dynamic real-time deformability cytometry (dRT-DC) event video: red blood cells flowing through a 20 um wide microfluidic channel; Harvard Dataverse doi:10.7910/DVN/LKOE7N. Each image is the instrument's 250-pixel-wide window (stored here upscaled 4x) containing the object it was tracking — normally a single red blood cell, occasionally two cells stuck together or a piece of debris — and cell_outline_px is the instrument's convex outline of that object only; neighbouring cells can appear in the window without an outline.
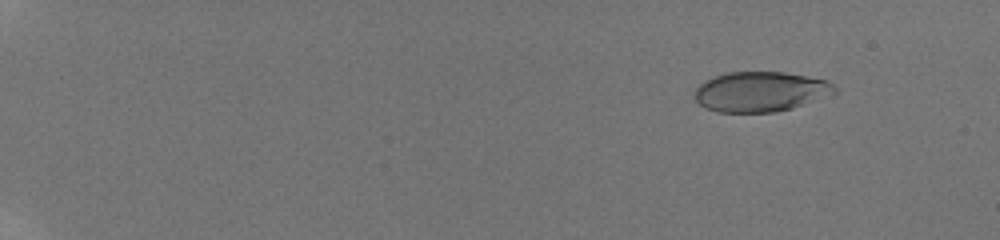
{"species": "human", "species_latin": "Homo sapiens", "temperature_condition": "room temperature", "stored_images_in_passage": 31, "camera_frame_rate_fps": 3000, "um_per_image_px": 0.085, "donor": {"sex": "male"}, "frame": {"image": 1, "passage_image": 8, "time_ms": 2.333, "image_size_px": [1000, 240], "cell_outline_px": [[836, 92], [792, 108], [776, 112], [716, 112], [704, 108], [696, 100], [696, 88], [704, 80], [712, 76], [724, 72], [784, 72], [828, 80], [836, 88]], "centroid_in_image_um": [64.6, 7.78], "position_along_channel_um": 20.4, "area_um2": 32.6}}
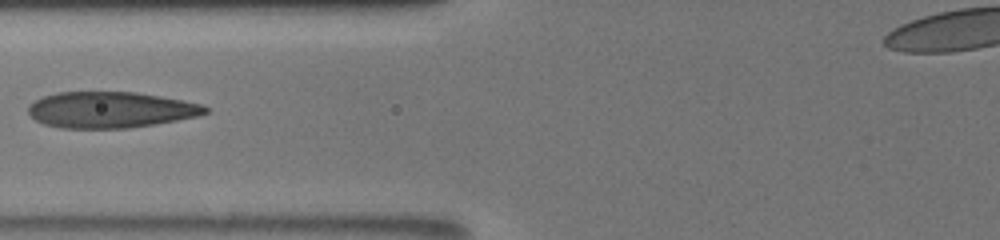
{"frame": {"image": 2, "passage_image": 26, "time_ms": 9.333, "image_size_px": [1000, 240], "cell_outline_px": [[208, 112], [196, 116], [176, 120], [128, 128], [60, 128], [44, 124], [36, 120], [28, 112], [28, 104], [44, 96], [56, 92], [136, 92], [184, 100], [204, 104], [208, 108]], "centroid_in_image_um": [9.38, 9.33], "position_along_channel_um": 116.4, "area_um2": 37.17}}
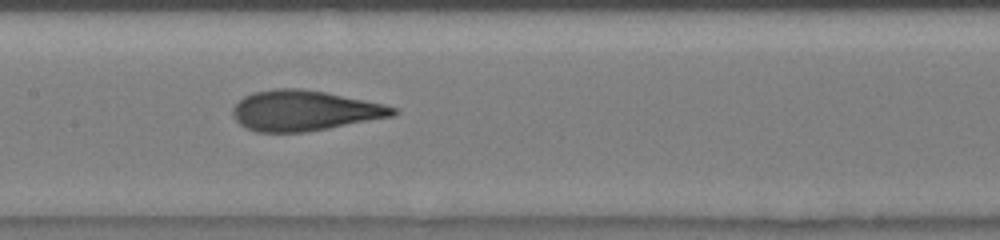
{"frame": {"image": 3, "passage_image": 29, "time_ms": 11.0, "image_size_px": [1000, 240], "cell_outline_px": [[400, 112], [396, 116], [328, 128], [304, 132], [256, 132], [240, 124], [232, 116], [232, 108], [244, 96], [252, 92], [272, 88], [300, 88], [324, 92], [384, 104], [396, 108]], "centroid_in_image_um": [25.87, 9.4], "position_along_channel_um": 181.5, "area_um2": 37.74}}